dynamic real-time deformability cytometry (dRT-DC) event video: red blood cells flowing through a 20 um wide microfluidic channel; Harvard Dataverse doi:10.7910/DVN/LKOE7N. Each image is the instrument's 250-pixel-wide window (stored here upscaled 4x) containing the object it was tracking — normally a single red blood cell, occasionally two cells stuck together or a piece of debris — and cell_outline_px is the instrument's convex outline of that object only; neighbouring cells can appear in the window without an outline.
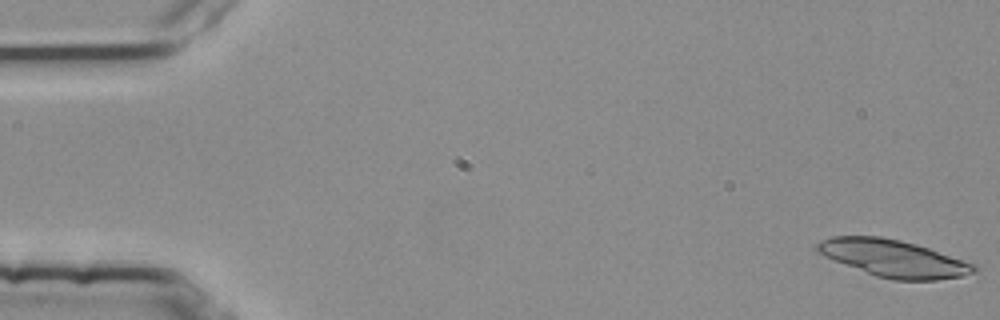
{"species": "common noctule bat (a hibernating species)", "species_latin": "Nyctalus noctula", "temperature_condition": "room temperature", "stored_images_in_passage": 35, "camera_frame_rate_fps": 3000, "um_per_image_px": 0.085, "animal": {"sex": "female", "body_mass_g": 25.1}, "frame": {"image": 1, "passage_image": 1, "time_ms": 0.0, "image_size_px": [1000, 320], "cell_outline_px": [[980, 272], [960, 276], [936, 280], [892, 280], [876, 276], [824, 256], [816, 252], [816, 244], [820, 240], [832, 236], [880, 236], [900, 240], [916, 244], [976, 264], [980, 268]], "centroid_in_image_um": [75.97, 21.96], "position_along_channel_um": 9.0, "area_um2": 33.93}}